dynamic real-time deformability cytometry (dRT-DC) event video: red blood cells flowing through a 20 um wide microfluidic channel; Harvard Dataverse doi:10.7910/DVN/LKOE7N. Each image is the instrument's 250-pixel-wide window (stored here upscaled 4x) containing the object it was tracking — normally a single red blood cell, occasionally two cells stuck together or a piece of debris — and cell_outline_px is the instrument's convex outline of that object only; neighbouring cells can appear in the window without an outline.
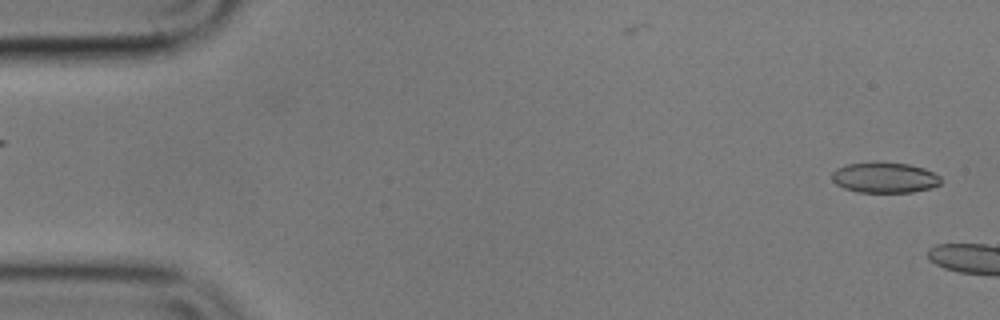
{"species": "common noctule bat (a hibernating species)", "species_latin": "Nyctalus noctula", "temperature_condition": "cold", "stored_images_in_passage": 11, "camera_frame_rate_fps": 3000, "um_per_image_px": 0.085, "animal": {"sex": "male", "body_mass_g": 17.9}, "frame": {"image": 1, "passage_image": 1, "time_ms": 0.0, "image_size_px": [1000, 320], "cell_outline_px": [[940, 184], [932, 188], [912, 192], [856, 192], [844, 188], [836, 184], [832, 180], [832, 172], [836, 168], [848, 164], [876, 160], [908, 164], [924, 168], [940, 176]], "centroid_in_image_um": [75.17, 15.07], "position_along_channel_um": 9.8, "area_um2": 19.77}}